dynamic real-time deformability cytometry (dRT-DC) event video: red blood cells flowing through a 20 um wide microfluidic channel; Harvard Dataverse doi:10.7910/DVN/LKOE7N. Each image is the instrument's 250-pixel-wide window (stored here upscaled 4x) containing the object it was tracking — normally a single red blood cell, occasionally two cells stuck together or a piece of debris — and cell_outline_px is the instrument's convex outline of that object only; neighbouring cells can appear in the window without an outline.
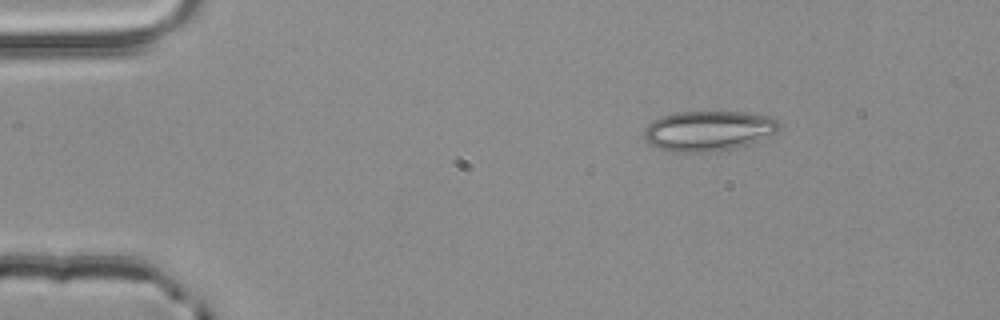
{"species": "common noctule bat (a hibernating species)", "species_latin": "Nyctalus noctula", "temperature_condition": "room temperature", "stored_images_in_passage": 10, "camera_frame_rate_fps": 3000, "um_per_image_px": 0.085, "animal": {"sex": "male", "body_mass_g": 20.4}, "frame": {"image": 1, "passage_image": 1, "time_ms": 0.0, "image_size_px": [1000, 320], "cell_outline_px": [[780, 128], [748, 144], [736, 148], [720, 152], [668, 152], [648, 144], [644, 136], [644, 128], [652, 120], [660, 116], [676, 112], [744, 112], [768, 116], [776, 120], [780, 124]], "centroid_in_image_um": [60.12, 11.13], "position_along_channel_um": 24.9, "area_um2": 31.67}}